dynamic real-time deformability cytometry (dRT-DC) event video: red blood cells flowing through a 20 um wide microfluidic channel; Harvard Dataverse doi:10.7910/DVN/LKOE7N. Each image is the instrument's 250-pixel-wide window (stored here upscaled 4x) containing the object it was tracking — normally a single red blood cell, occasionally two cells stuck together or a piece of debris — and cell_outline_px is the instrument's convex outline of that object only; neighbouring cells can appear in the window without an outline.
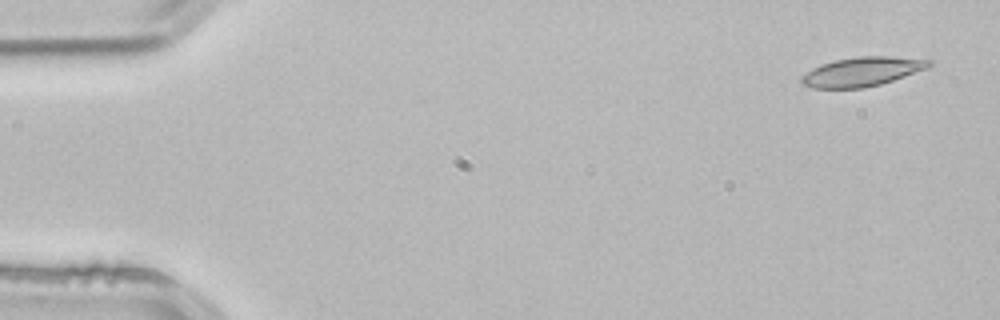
{"species": "common noctule bat (a hibernating species)", "species_latin": "Nyctalus noctula", "temperature_condition": "room temperature", "stored_images_in_passage": 3, "camera_frame_rate_fps": 3000, "um_per_image_px": 0.085, "animal": {"sex": "male", "body_mass_g": 21.5, "forearm_length_mm": 52.0}, "frame": {"image": 1, "passage_image": 1, "time_ms": 0.0, "image_size_px": [1000, 320], "cell_outline_px": [[932, 64], [928, 68], [880, 84], [864, 88], [812, 88], [804, 84], [800, 80], [800, 76], [812, 68], [820, 64], [836, 60], [860, 56], [888, 56], [932, 60]], "centroid_in_image_um": [73.25, 6.09], "position_along_channel_um": 11.7, "area_um2": 21.56}}
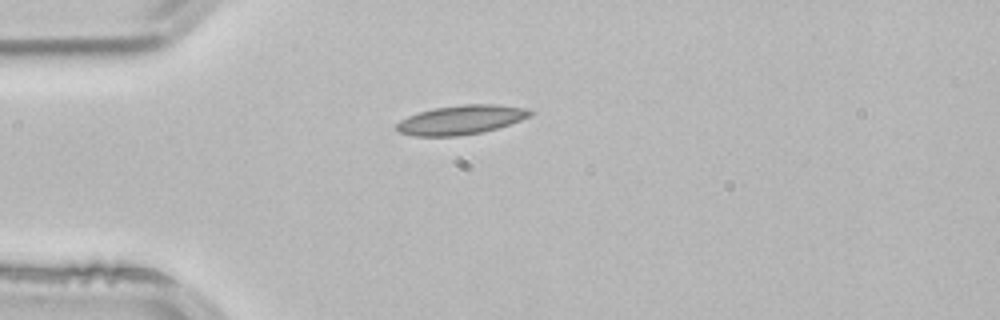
{"frame": {"image": 2, "passage_image": 3, "time_ms": 0.667, "image_size_px": [1000, 320], "cell_outline_px": [[536, 112], [532, 116], [496, 128], [480, 132], [456, 136], [416, 136], [400, 132], [396, 128], [396, 124], [400, 120], [416, 112], [432, 108], [464, 104], [496, 104], [528, 108]], "centroid_in_image_um": [39.2, 10.16], "position_along_channel_um": 45.8, "area_um2": 22.77}}